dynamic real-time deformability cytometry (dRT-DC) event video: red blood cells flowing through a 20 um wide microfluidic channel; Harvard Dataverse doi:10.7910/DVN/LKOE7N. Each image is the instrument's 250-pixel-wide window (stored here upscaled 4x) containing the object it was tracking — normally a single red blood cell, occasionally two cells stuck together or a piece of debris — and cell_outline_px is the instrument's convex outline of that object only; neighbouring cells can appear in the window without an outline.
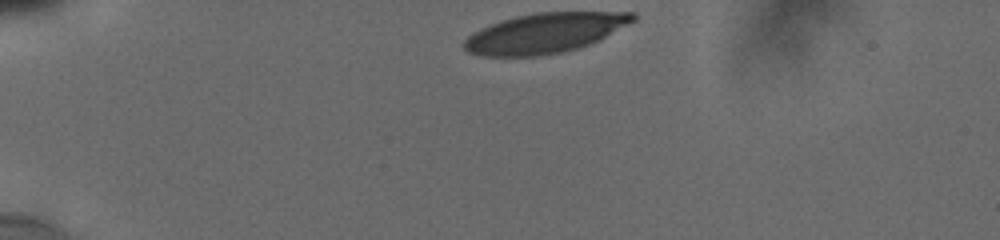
{"species": "human", "species_latin": "Homo sapiens", "temperature_condition": "cold", "stored_images_in_passage": 33, "camera_frame_rate_fps": 3000, "um_per_image_px": 0.085, "donor": {"sex": "male"}, "frame": {"image": 1, "passage_image": 1, "time_ms": 0.0, "image_size_px": [1000, 240], "cell_outline_px": [[636, 20], [600, 40], [580, 48], [564, 52], [536, 56], [484, 56], [468, 52], [464, 48], [464, 40], [472, 32], [480, 28], [500, 20], [516, 16], [536, 12], [636, 12]], "centroid_in_image_um": [46.33, 2.8], "position_along_channel_um": 38.7, "area_um2": 39.54}}
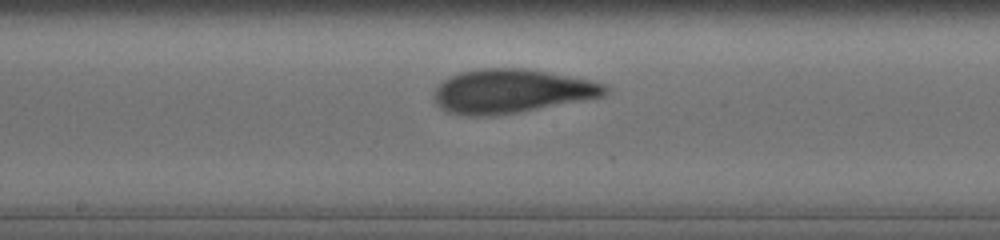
{"frame": {"image": 2, "passage_image": 22, "time_ms": 6.0, "image_size_px": [1000, 240], "cell_outline_px": [[608, 92], [604, 96], [520, 112], [496, 116], [468, 116], [448, 112], [440, 108], [436, 104], [432, 96], [432, 92], [448, 76], [460, 72], [480, 68], [524, 68], [592, 80], [604, 84], [608, 88]], "centroid_in_image_um": [43.43, 7.75], "position_along_channel_um": 204.8, "area_um2": 44.04}}
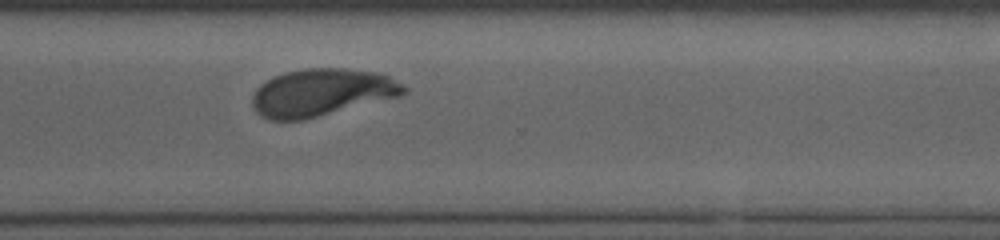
{"frame": {"image": 3, "passage_image": 33, "time_ms": 9.667, "image_size_px": [1000, 240], "cell_outline_px": [[408, 92], [400, 96], [304, 120], [272, 120], [260, 116], [256, 112], [252, 104], [252, 96], [256, 88], [260, 84], [272, 76], [284, 72], [304, 68], [344, 68], [372, 72], [388, 76], [404, 84], [408, 88]], "centroid_in_image_um": [27.32, 7.86], "position_along_channel_um": 343.3, "area_um2": 42.02}}